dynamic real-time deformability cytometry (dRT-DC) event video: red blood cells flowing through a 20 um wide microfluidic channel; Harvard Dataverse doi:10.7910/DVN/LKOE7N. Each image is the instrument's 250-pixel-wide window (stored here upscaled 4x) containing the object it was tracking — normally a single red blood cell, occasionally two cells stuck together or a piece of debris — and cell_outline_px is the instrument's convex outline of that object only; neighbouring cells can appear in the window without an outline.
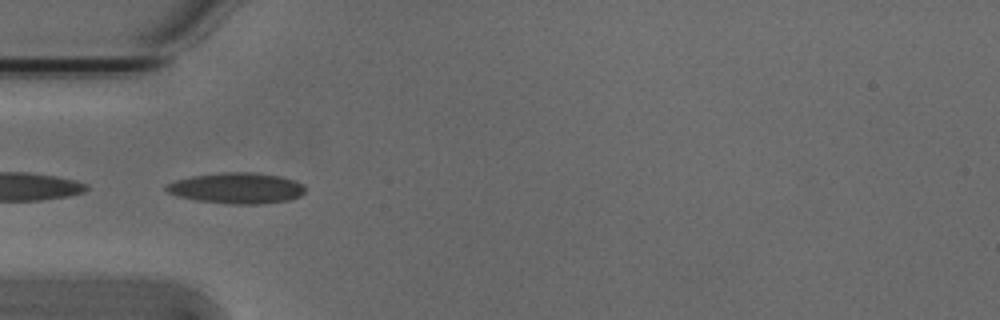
{"species": "Egyptian fruit bat (a non-hibernating species)", "species_latin": "Rousettus aegyptiacus", "temperature_condition": "cold", "stored_images_in_passage": 50, "camera_frame_rate_fps": 3000, "um_per_image_px": 0.085, "animal": {"sex": "male"}, "frame": {"image": 1, "passage_image": 17, "time_ms": 5.333, "image_size_px": [1000, 320], "cell_outline_px": [[304, 192], [300, 196], [288, 200], [260, 204], [224, 204], [196, 200], [176, 196], [168, 192], [164, 188], [168, 184], [176, 180], [192, 176], [224, 172], [256, 172], [280, 176], [304, 184]], "centroid_in_image_um": [20.11, 15.99], "position_along_channel_um": 64.9, "area_um2": 25.03}}
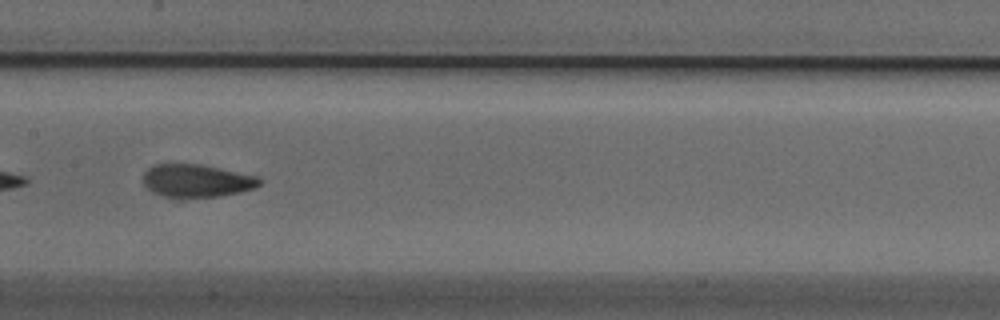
{"frame": {"image": 2, "passage_image": 27, "time_ms": 8.667, "image_size_px": [1000, 320], "cell_outline_px": [[260, 184], [256, 188], [240, 192], [220, 196], [164, 196], [152, 192], [144, 184], [144, 172], [148, 168], [156, 164], [200, 164], [220, 168], [256, 176], [260, 180]], "centroid_in_image_um": [16.72, 15.35], "position_along_channel_um": 190.7, "area_um2": 21.85}}
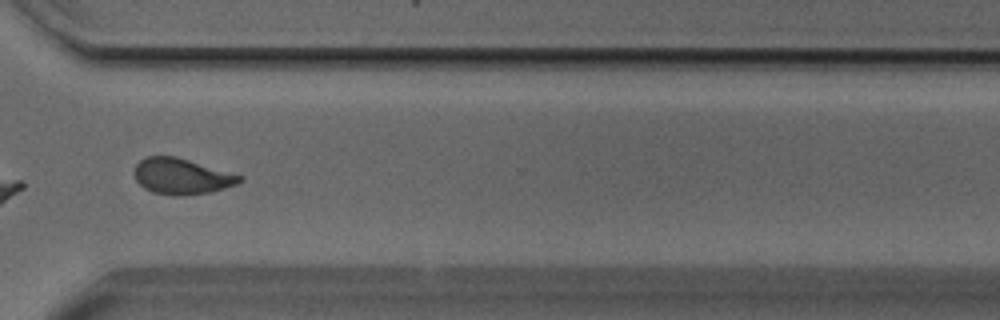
{"frame": {"image": 3, "passage_image": 40, "time_ms": 13.0, "image_size_px": [1000, 320], "cell_outline_px": [[244, 180], [236, 184], [224, 188], [208, 192], [180, 196], [172, 196], [152, 192], [144, 188], [136, 180], [132, 172], [136, 164], [144, 156], [176, 156], [244, 176]], "centroid_in_image_um": [15.41, 14.98], "position_along_channel_um": 355.2, "area_um2": 22.2}, "authors_computed_cell_mechanics": {"area_um2": 22.5131, "velocity_mm_per_s": 3.7935, "shape_relaxation_time_tau1_ms": 4.4333, "shape_relaxation_time_tau2_ms": 1.6765, "deformation_change_tau1": 0.1448, "deformation_change_tau2": 0.0782}}